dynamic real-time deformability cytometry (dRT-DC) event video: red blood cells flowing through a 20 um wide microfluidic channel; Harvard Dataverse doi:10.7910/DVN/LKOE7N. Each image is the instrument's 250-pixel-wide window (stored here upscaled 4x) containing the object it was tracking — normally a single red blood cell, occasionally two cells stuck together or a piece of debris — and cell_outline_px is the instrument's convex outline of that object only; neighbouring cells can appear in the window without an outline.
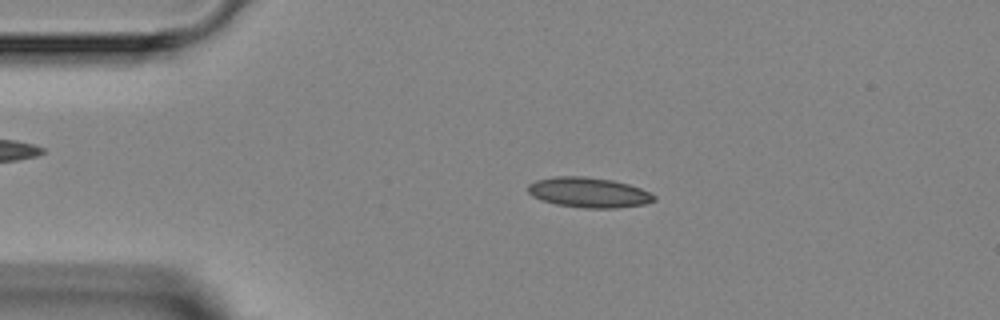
{"species": "Egyptian fruit bat (a non-hibernating species)", "species_latin": "Rousettus aegyptiacus", "temperature_condition": "room temperature", "stored_images_in_passage": 2, "camera_frame_rate_fps": 3000, "um_per_image_px": 0.085, "animal": {"sex": "female"}, "frame": {"image": 1, "passage_image": 1, "time_ms": 0.0, "image_size_px": [1000, 320], "cell_outline_px": [[656, 200], [644, 204], [616, 208], [584, 208], [556, 204], [540, 200], [532, 196], [528, 192], [528, 184], [536, 180], [556, 176], [584, 176], [612, 180], [628, 184], [640, 188], [656, 196]], "centroid_in_image_um": [50.02, 16.36], "position_along_channel_um": 35.0, "area_um2": 22.14}}